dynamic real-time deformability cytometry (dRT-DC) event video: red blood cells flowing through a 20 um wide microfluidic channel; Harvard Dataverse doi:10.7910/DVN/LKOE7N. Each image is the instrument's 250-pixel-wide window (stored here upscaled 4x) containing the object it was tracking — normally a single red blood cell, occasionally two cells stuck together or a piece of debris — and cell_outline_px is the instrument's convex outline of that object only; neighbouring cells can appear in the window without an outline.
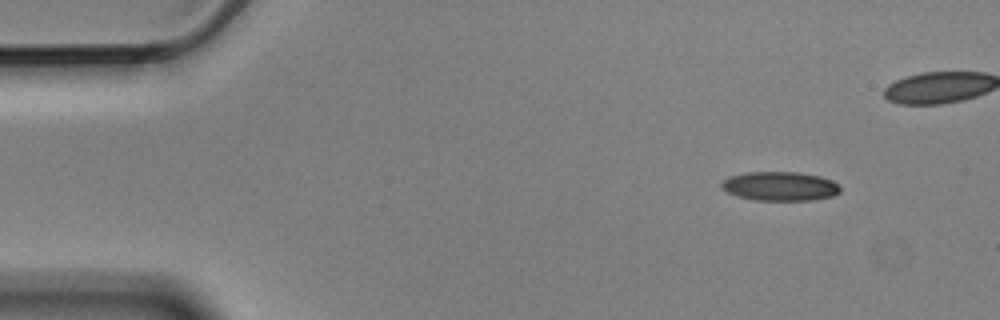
{"species": "Egyptian fruit bat (a non-hibernating species)", "species_latin": "Rousettus aegyptiacus", "temperature_condition": "cold", "stored_images_in_passage": 5, "camera_frame_rate_fps": 3000, "um_per_image_px": 0.085, "animal": {"sex": "male"}, "frame": {"image": 1, "passage_image": 1, "time_ms": 0.0, "image_size_px": [1000, 320], "cell_outline_px": [[840, 192], [832, 196], [812, 200], [756, 200], [736, 196], [728, 192], [720, 184], [728, 176], [744, 172], [796, 172], [820, 176], [832, 180], [840, 188]], "centroid_in_image_um": [66.29, 15.82], "position_along_channel_um": 18.7, "area_um2": 20.06}}
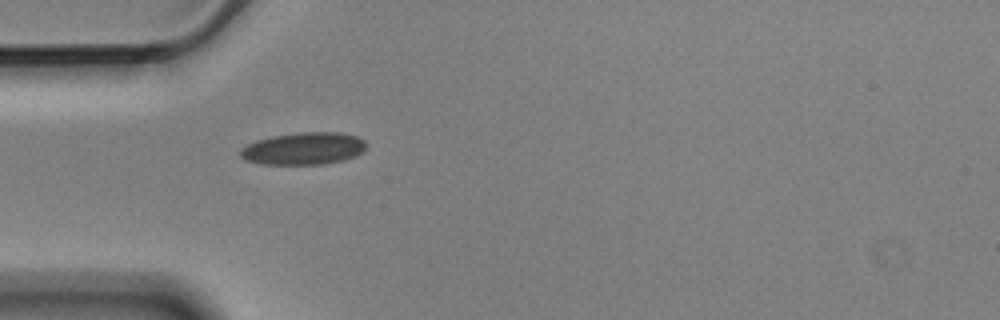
{"frame": {"image": 2, "passage_image": 5, "time_ms": 1.333, "image_size_px": [1000, 320], "cell_outline_px": [[364, 148], [356, 156], [344, 160], [324, 164], [260, 164], [244, 160], [240, 156], [240, 148], [256, 140], [276, 136], [300, 132], [340, 132], [356, 136], [364, 140]], "centroid_in_image_um": [25.78, 12.63], "position_along_channel_um": 59.2, "area_um2": 23.58}}